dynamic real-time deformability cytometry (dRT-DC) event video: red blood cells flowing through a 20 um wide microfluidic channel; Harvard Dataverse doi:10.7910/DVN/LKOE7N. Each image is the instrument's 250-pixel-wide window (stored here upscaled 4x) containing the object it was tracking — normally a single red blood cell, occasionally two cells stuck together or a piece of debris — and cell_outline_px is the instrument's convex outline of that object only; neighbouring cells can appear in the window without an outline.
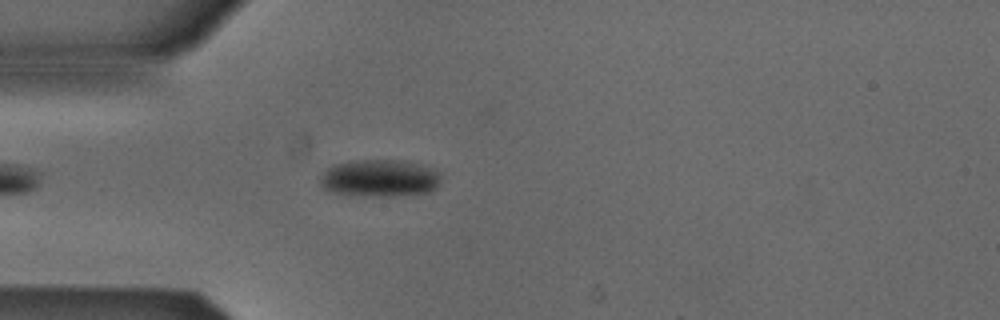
{"species": "Egyptian fruit bat (a non-hibernating species)", "species_latin": "Rousettus aegyptiacus", "temperature_condition": "cold", "stored_images_in_passage": 33, "camera_frame_rate_fps": 3000, "um_per_image_px": 0.085, "animal": {"sex": "male"}, "frame": {"image": 1, "passage_image": 5, "time_ms": 1.333, "image_size_px": [1000, 320], "cell_outline_px": [[440, 184], [436, 188], [428, 192], [392, 196], [348, 196], [328, 192], [320, 184], [320, 176], [332, 164], [352, 160], [400, 160], [420, 164], [432, 168], [440, 172]], "centroid_in_image_um": [32.23, 15.15], "position_along_channel_um": 52.8, "area_um2": 26.76}}
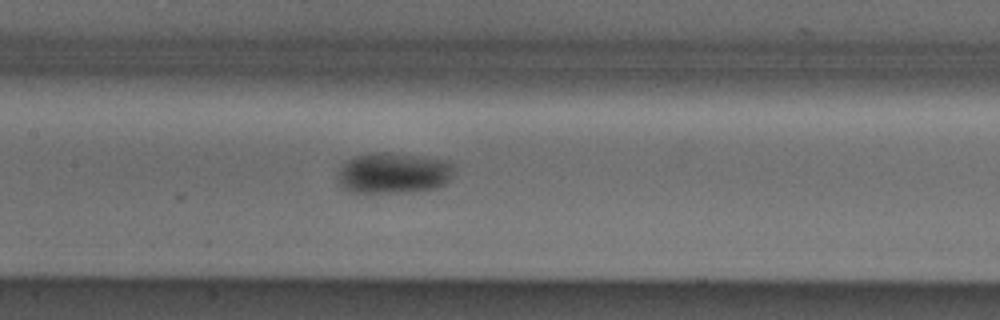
{"frame": {"image": 2, "passage_image": 15, "time_ms": 4.667, "image_size_px": [1000, 320], "cell_outline_px": [[452, 172], [448, 180], [444, 184], [436, 188], [408, 192], [352, 192], [344, 188], [336, 180], [336, 176], [344, 160], [368, 152], [388, 152], [424, 156], [444, 160], [452, 164]], "centroid_in_image_um": [33.38, 14.69], "position_along_channel_um": 174.0, "area_um2": 27.86}}
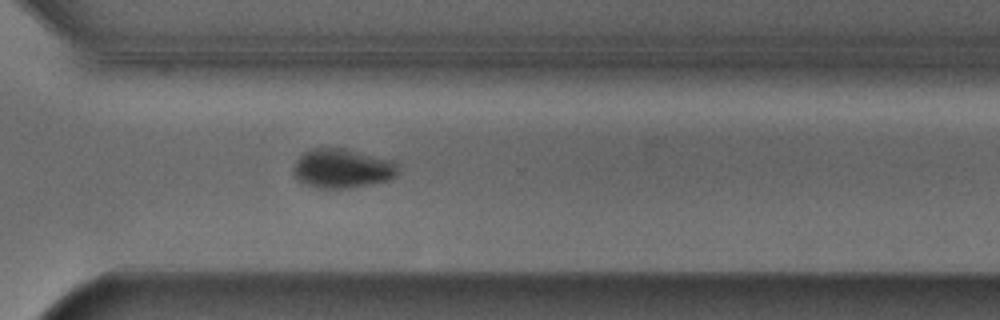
{"frame": {"image": 3, "passage_image": 28, "time_ms": 9.0, "image_size_px": [1000, 320], "cell_outline_px": [[396, 176], [388, 180], [352, 188], [316, 188], [304, 184], [292, 172], [292, 168], [296, 160], [304, 152], [312, 148], [344, 148], [392, 160], [396, 164]], "centroid_in_image_um": [29.05, 14.32], "position_along_channel_um": 341.5, "area_um2": 23.87}, "authors_computed_cell_mechanics": {"area_um2": 26.4724, "velocity_mm_per_s": 3.8746, "shape_relaxation_time_tau1_ms": 8.5126, "shape_relaxation_time_tau2_ms": null, "deformation_change_tau1": 0.1359, "deformation_change_tau2": null}}